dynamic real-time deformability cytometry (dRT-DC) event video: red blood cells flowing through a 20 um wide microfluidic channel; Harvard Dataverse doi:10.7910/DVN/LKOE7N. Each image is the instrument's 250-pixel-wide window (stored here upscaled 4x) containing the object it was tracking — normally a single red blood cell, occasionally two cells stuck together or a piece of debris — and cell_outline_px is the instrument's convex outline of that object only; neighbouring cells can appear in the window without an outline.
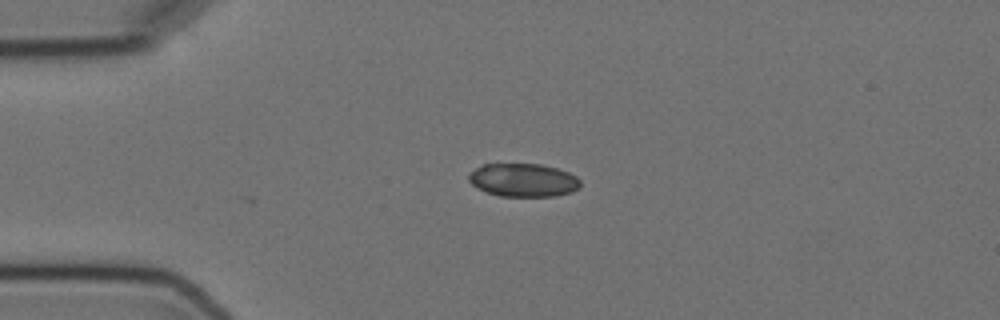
{"species": "Egyptian fruit bat (a non-hibernating species)", "species_latin": "Rousettus aegyptiacus", "temperature_condition": "cold", "stored_images_in_passage": 2, "camera_frame_rate_fps": 3000, "um_per_image_px": 0.085, "animal": {"sex": "female"}, "frame": {"image": 1, "passage_image": 1, "time_ms": 0.0, "image_size_px": [1000, 320], "cell_outline_px": [[580, 184], [572, 192], [556, 196], [500, 196], [476, 188], [468, 180], [468, 172], [484, 164], [540, 164], [556, 168], [568, 172], [576, 176], [580, 180]], "centroid_in_image_um": [44.45, 15.31], "position_along_channel_um": 40.5, "area_um2": 21.62}}